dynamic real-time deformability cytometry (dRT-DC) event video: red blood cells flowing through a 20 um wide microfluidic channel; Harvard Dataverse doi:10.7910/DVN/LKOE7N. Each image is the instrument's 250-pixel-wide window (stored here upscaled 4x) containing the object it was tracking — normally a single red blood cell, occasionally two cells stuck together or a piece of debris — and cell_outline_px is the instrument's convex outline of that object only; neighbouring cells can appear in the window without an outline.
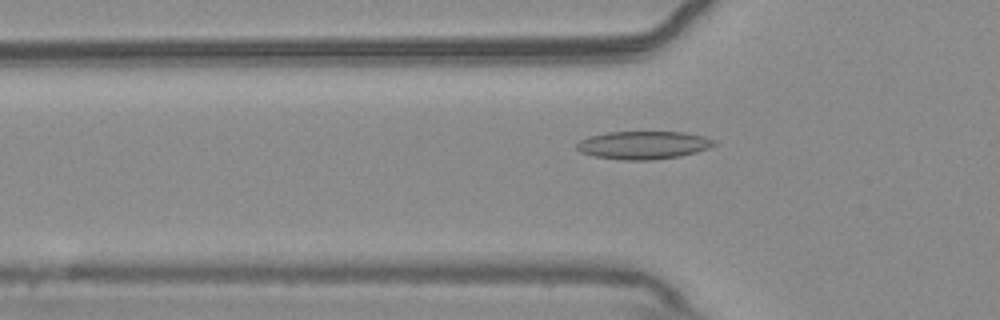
{"species": "common noctule bat (a hibernating species)", "species_latin": "Nyctalus noctula", "temperature_condition": "warm", "stored_images_in_passage": 54, "camera_frame_rate_fps": 3000, "um_per_image_px": 0.085, "animal": {"sex": "male", "body_mass_g": 20.4}, "frame": {"image": 1, "passage_image": 18, "time_ms": 5.667, "image_size_px": [1000, 320], "cell_outline_px": [[716, 144], [708, 148], [696, 152], [680, 156], [652, 160], [624, 160], [592, 156], [580, 152], [576, 148], [576, 144], [580, 140], [588, 136], [608, 132], [684, 132], [704, 136], [716, 140]], "centroid_in_image_um": [54.67, 12.33], "position_along_channel_um": 71.1, "area_um2": 22.54}}
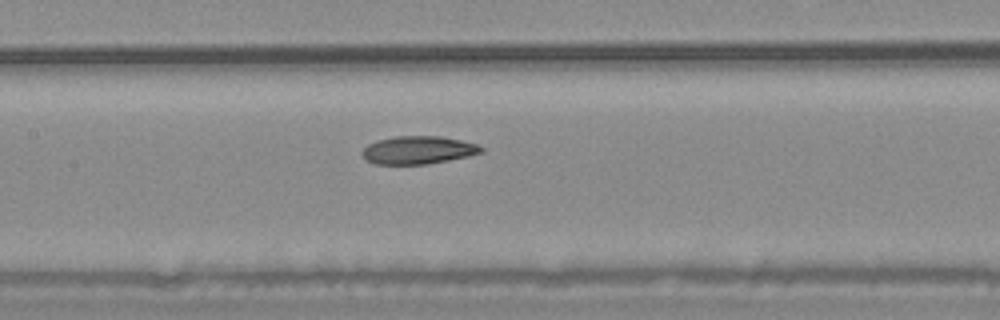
{"frame": {"image": 2, "passage_image": 26, "time_ms": 8.333, "image_size_px": [1000, 320], "cell_outline_px": [[484, 152], [468, 156], [448, 160], [424, 164], [376, 164], [368, 160], [360, 152], [368, 144], [376, 140], [396, 136], [440, 136], [460, 140], [476, 144], [484, 148]], "centroid_in_image_um": [35.54, 12.75], "position_along_channel_um": 171.9, "area_um2": 19.25}}
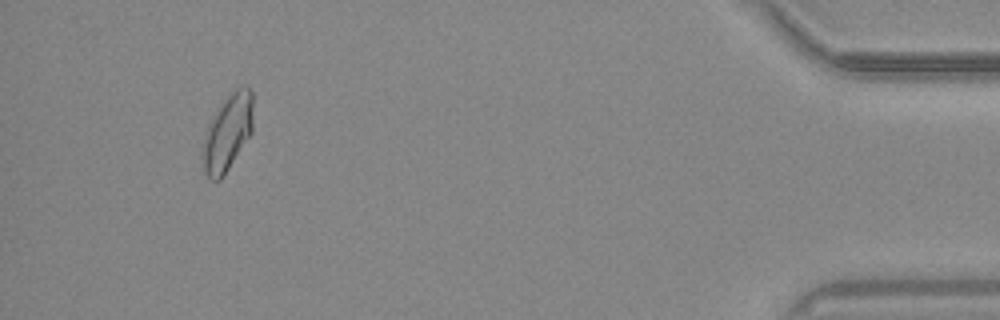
{"frame": {"image": 3, "passage_image": 51, "time_ms": 16.667, "image_size_px": [1000, 320], "cell_outline_px": [[252, 132], [224, 176], [220, 180], [208, 180], [200, 168], [200, 148], [208, 124], [220, 104], [240, 84], [248, 84], [252, 92]], "centroid_in_image_um": [19.29, 11.32], "position_along_channel_um": 415.9, "area_um2": 23.24}, "authors_computed_cell_mechanics": {"area_um2": 20.9525, "velocity_mm_per_s": 3.7386, "shape_relaxation_time_tau1_ms": 6.9916, "shape_relaxation_time_tau2_ms": 5.9821, "deformation_change_tau1": 0.1354, "deformation_change_tau2": 0.1198}}